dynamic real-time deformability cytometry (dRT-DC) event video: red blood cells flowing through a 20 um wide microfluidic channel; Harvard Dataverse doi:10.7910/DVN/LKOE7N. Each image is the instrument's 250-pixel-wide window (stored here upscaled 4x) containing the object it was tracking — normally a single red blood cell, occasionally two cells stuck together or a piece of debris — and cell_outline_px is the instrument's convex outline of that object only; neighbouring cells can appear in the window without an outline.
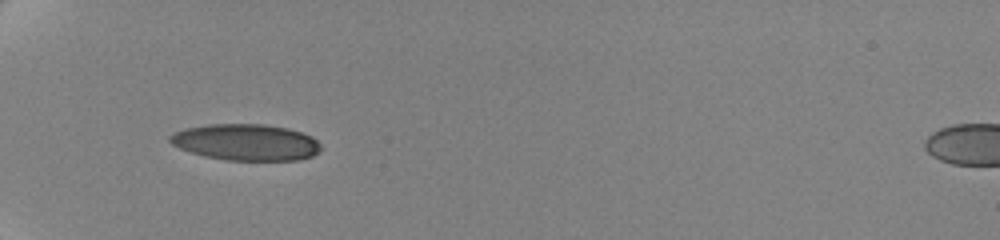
{"species": "human", "species_latin": "Homo sapiens", "temperature_condition": "cold", "stored_images_in_passage": 91, "camera_frame_rate_fps": 3000, "um_per_image_px": 0.085, "donor": {"sex": "female"}, "frame": {"image": 1, "passage_image": 1, "time_ms": 0.0, "image_size_px": [1000, 240], "cell_outline_px": [[320, 152], [312, 156], [300, 160], [228, 160], [204, 156], [180, 148], [172, 144], [168, 140], [168, 136], [184, 128], [208, 124], [264, 124], [288, 128], [312, 136], [320, 144]], "centroid_in_image_um": [20.91, 12.09], "position_along_channel_um": 64.1, "area_um2": 32.02}}
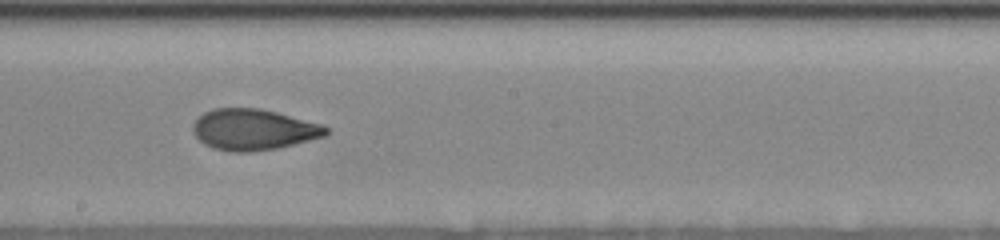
{"frame": {"image": 2, "passage_image": 32, "time_ms": 5.0, "image_size_px": [1000, 240], "cell_outline_px": [[328, 132], [324, 136], [276, 148], [248, 152], [232, 152], [212, 148], [204, 144], [192, 132], [192, 124], [204, 112], [212, 108], [260, 108], [324, 124], [328, 128]], "centroid_in_image_um": [21.52, 11.0], "position_along_channel_um": 226.7, "area_um2": 31.79}}
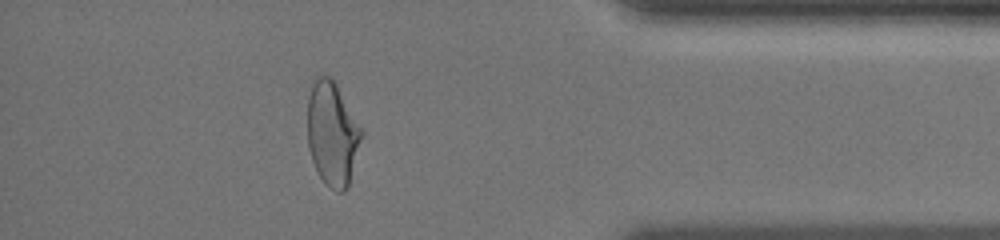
{"frame": {"image": 3, "passage_image": 78, "time_ms": 10.667, "image_size_px": [1000, 240], "cell_outline_px": [[364, 132], [348, 188], [344, 192], [336, 192], [328, 188], [324, 184], [312, 160], [308, 148], [308, 96], [312, 76], [328, 76], [336, 80]], "centroid_in_image_um": [28.26, 11.33], "position_along_channel_um": 406.9, "area_um2": 33.58}, "authors_computed_cell_mechanics": {"area_um2": 32.0212, "velocity_mm_per_s": 3.5292, "shape_relaxation_time_tau1_ms": 6.3951, "shape_relaxation_time_tau2_ms": 1.5394, "deformation_change_tau1": 0.1898, "deformation_change_tau2": 0.0658}}